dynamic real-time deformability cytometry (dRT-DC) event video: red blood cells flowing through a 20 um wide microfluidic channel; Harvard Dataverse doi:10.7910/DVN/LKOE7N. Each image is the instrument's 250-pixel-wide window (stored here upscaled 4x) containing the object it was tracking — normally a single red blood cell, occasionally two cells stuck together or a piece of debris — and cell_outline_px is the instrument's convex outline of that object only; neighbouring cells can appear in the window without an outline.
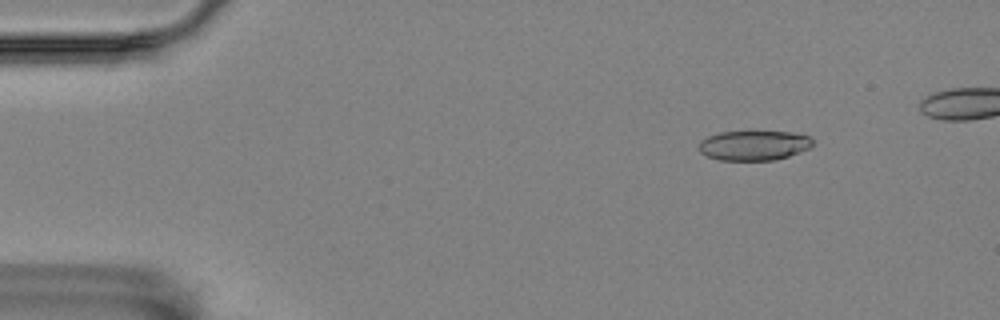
{"species": "Egyptian fruit bat (a non-hibernating species)", "species_latin": "Rousettus aegyptiacus", "temperature_condition": "room temperature", "stored_images_in_passage": 6, "camera_frame_rate_fps": 3000, "um_per_image_px": 0.085, "animal": {"sex": "female"}, "frame": {"image": 1, "passage_image": 2, "time_ms": 0.333, "image_size_px": [1000, 320], "cell_outline_px": [[812, 148], [788, 156], [772, 160], [720, 160], [708, 156], [700, 152], [700, 140], [708, 136], [720, 132], [792, 132], [808, 136], [812, 140]], "centroid_in_image_um": [64.09, 12.36], "position_along_channel_um": 20.9, "area_um2": 19.59}}
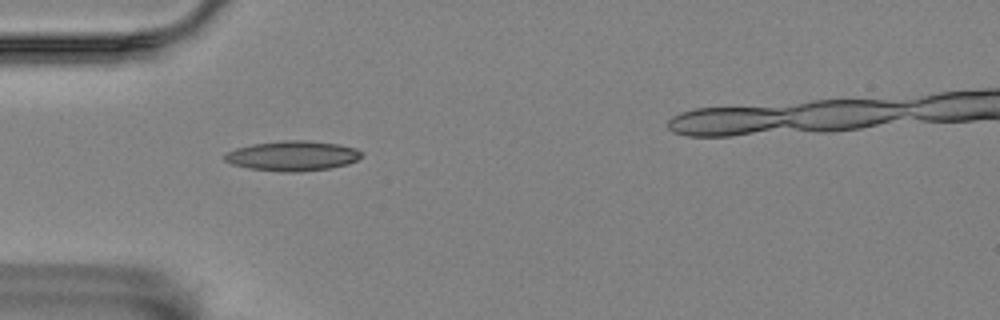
{"frame": {"image": 2, "passage_image": 5, "time_ms": 1.333, "image_size_px": [1000, 320], "cell_outline_px": [[364, 156], [348, 164], [332, 168], [300, 172], [280, 172], [248, 168], [232, 164], [224, 160], [224, 156], [228, 152], [236, 148], [252, 144], [284, 140], [304, 140], [336, 144], [356, 148]], "centroid_in_image_um": [24.87, 13.26], "position_along_channel_um": 60.1, "area_um2": 23.93}}
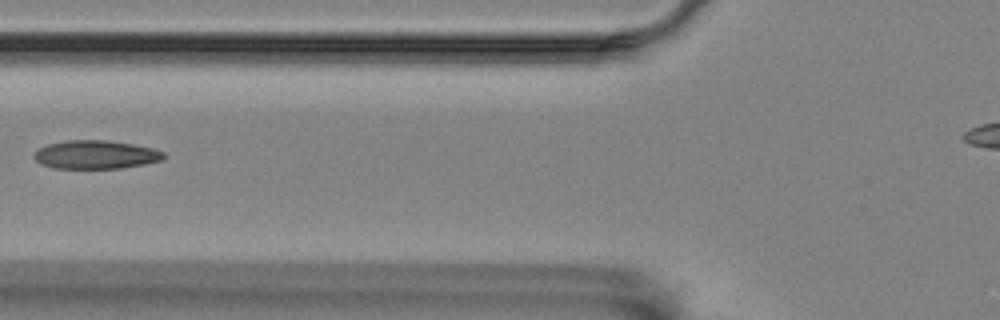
{"frame": {"image": 3, "passage_image": 6, "time_ms": 1.667, "image_size_px": [1000, 320], "cell_outline_px": [[164, 156], [160, 160], [144, 164], [120, 168], [56, 168], [40, 164], [32, 156], [40, 148], [48, 144], [68, 140], [108, 140], [132, 144], [152, 148], [164, 152]], "centroid_in_image_um": [8.11, 13.14], "position_along_channel_um": 117.7, "area_um2": 21.27}}